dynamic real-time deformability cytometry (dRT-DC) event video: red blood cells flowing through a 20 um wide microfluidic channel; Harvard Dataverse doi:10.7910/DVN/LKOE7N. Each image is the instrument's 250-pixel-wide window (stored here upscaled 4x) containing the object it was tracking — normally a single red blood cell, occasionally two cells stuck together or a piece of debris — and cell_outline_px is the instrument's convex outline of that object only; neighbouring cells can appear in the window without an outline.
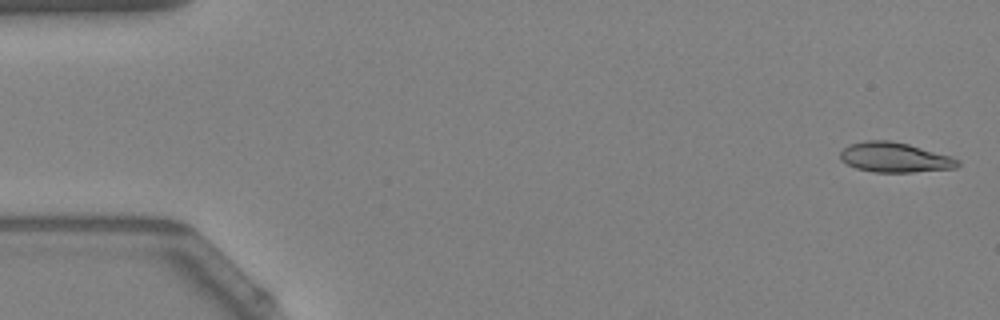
{"species": "Egyptian fruit bat (a non-hibernating species)", "species_latin": "Rousettus aegyptiacus", "temperature_condition": "warm", "stored_images_in_passage": 55, "camera_frame_rate_fps": 3000, "um_per_image_px": 0.085, "animal": {"sex": "female"}, "frame": {"image": 1, "passage_image": 2, "time_ms": 0.333, "image_size_px": [1000, 320], "cell_outline_px": [[960, 164], [956, 168], [912, 172], [872, 172], [856, 168], [840, 160], [840, 152], [848, 144], [868, 140], [888, 140], [908, 144], [948, 156], [960, 160]], "centroid_in_image_um": [76.01, 13.38], "position_along_channel_um": 9.0, "area_um2": 20.29}}
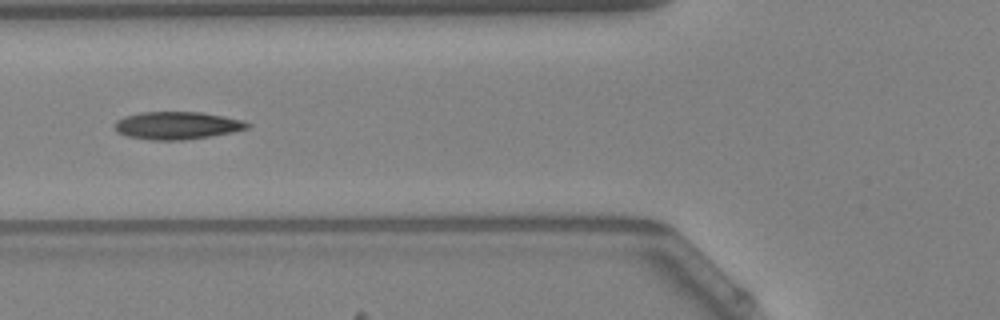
{"frame": {"image": 2, "passage_image": 21, "time_ms": 6.667, "image_size_px": [1000, 320], "cell_outline_px": [[252, 124], [248, 128], [232, 132], [184, 140], [148, 140], [128, 136], [120, 132], [116, 128], [116, 120], [124, 116], [140, 112], [200, 112], [224, 116], [244, 120]], "centroid_in_image_um": [15.08, 10.66], "position_along_channel_um": 110.7, "area_um2": 21.27}}
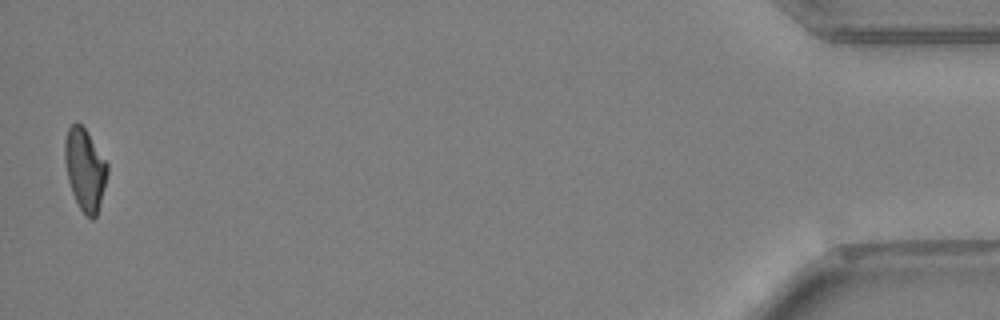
{"frame": {"image": 3, "passage_image": 53, "time_ms": 17.333, "image_size_px": [1000, 320], "cell_outline_px": [[108, 172], [96, 216], [92, 220], [80, 208], [72, 192], [68, 180], [64, 160], [64, 140], [68, 128], [76, 120], [88, 132], [108, 164]], "centroid_in_image_um": [7.2, 14.34], "position_along_channel_um": 428.0, "area_um2": 20.17}}